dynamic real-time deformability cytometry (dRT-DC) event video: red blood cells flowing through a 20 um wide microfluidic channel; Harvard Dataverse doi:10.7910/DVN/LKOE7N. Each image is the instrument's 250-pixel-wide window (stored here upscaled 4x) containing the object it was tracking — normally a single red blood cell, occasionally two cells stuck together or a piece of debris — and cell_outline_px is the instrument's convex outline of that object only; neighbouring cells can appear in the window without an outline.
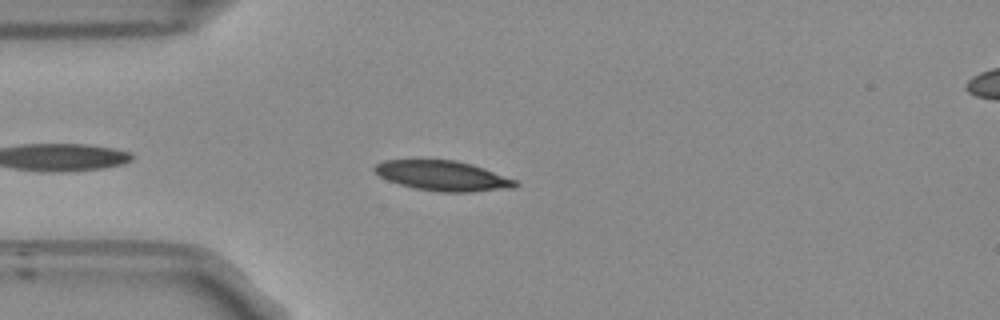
{"species": "Egyptian fruit bat (a non-hibernating species)", "species_latin": "Rousettus aegyptiacus", "temperature_condition": "room temperature", "stored_images_in_passage": 10, "camera_frame_rate_fps": 3000, "um_per_image_px": 0.085, "frame": {"image": 1, "passage_image": 5, "time_ms": 1.333, "image_size_px": [1000, 320], "cell_outline_px": [[520, 184], [512, 188], [468, 192], [440, 192], [416, 188], [400, 184], [388, 180], [380, 176], [372, 168], [376, 164], [384, 160], [456, 160], [472, 164], [484, 168], [516, 180]], "centroid_in_image_um": [37.65, 14.94], "position_along_channel_um": 47.4, "area_um2": 24.45}}